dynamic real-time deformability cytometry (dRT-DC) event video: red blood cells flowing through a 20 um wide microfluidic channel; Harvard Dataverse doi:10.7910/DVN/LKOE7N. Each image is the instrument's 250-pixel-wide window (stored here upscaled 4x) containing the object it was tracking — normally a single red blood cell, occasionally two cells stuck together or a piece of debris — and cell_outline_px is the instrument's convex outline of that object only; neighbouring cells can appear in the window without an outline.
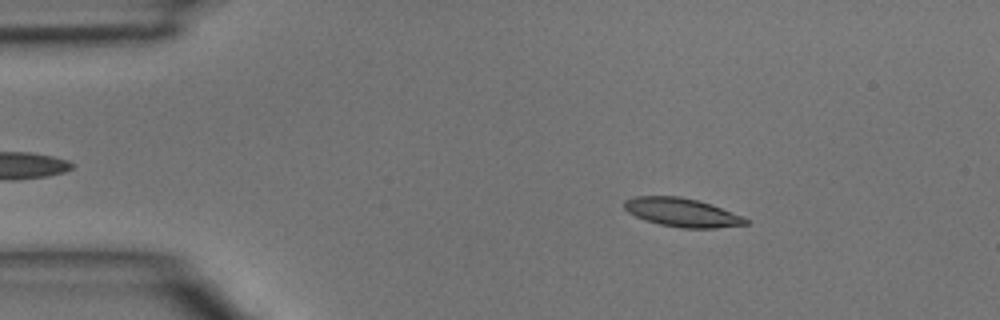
{"species": "common noctule bat (a hibernating species)", "species_latin": "Nyctalus noctula", "temperature_condition": "room temperature", "stored_images_in_passage": 46, "camera_frame_rate_fps": 3000, "um_per_image_px": 0.085, "animal": {"sex": "male", "body_mass_g": 15.6}, "frame": {"image": 1, "passage_image": 7, "time_ms": 2.0, "image_size_px": [1000, 320], "cell_outline_px": [[748, 224], [716, 228], [680, 228], [660, 224], [636, 216], [628, 212], [624, 208], [624, 200], [636, 196], [680, 196], [696, 200], [744, 216], [748, 220]], "centroid_in_image_um": [57.97, 18.06], "position_along_channel_um": 27.0, "area_um2": 20.0}}
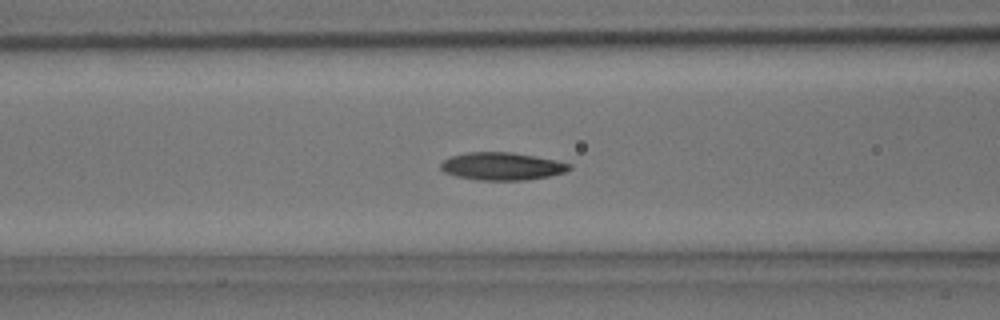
{"frame": {"image": 2, "passage_image": 18, "time_ms": 5.667, "image_size_px": [1000, 320], "cell_outline_px": [[572, 168], [564, 172], [548, 176], [524, 180], [476, 180], [456, 176], [444, 172], [440, 168], [440, 164], [444, 160], [452, 156], [468, 152], [512, 152], [556, 160], [572, 164]], "centroid_in_image_um": [42.66, 14.13], "position_along_channel_um": 123.9, "area_um2": 20.69}}
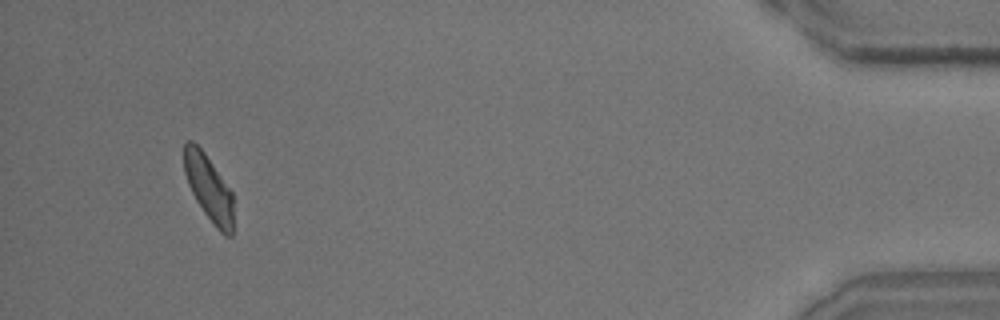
{"frame": {"image": 3, "passage_image": 44, "time_ms": 14.333, "image_size_px": [1000, 320], "cell_outline_px": [[232, 236], [224, 236], [216, 228], [204, 212], [196, 200], [188, 184], [184, 172], [184, 144], [188, 140], [192, 140], [204, 152], [232, 192]], "centroid_in_image_um": [17.73, 15.98], "position_along_channel_um": 417.5, "area_um2": 18.67}}